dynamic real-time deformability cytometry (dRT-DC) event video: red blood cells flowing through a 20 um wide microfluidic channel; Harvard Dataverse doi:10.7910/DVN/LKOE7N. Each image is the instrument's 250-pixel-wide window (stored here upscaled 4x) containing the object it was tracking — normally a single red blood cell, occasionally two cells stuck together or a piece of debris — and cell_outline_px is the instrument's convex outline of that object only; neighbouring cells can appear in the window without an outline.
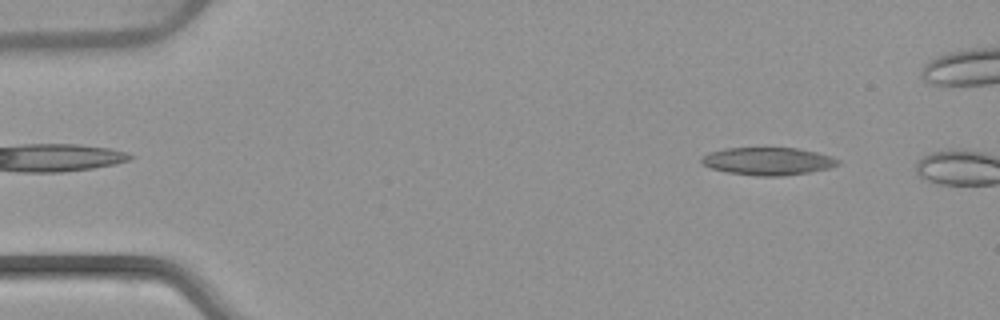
{"species": "common noctule bat (a hibernating species)", "species_latin": "Nyctalus noctula", "temperature_condition": "warm", "stored_images_in_passage": 8, "camera_frame_rate_fps": 3000, "um_per_image_px": 0.085, "animal": {"sex": "female", "body_mass_g": 22.7, "forearm_length_mm": 54.2}, "frame": {"image": 1, "passage_image": 5, "time_ms": 1.333, "image_size_px": [1000, 320], "cell_outline_px": [[840, 164], [828, 168], [808, 172], [780, 176], [756, 176], [728, 172], [712, 168], [700, 164], [700, 156], [708, 152], [724, 148], [796, 148], [816, 152], [832, 156], [840, 160]], "centroid_in_image_um": [65.23, 13.69], "position_along_channel_um": 19.8, "area_um2": 22.08}}